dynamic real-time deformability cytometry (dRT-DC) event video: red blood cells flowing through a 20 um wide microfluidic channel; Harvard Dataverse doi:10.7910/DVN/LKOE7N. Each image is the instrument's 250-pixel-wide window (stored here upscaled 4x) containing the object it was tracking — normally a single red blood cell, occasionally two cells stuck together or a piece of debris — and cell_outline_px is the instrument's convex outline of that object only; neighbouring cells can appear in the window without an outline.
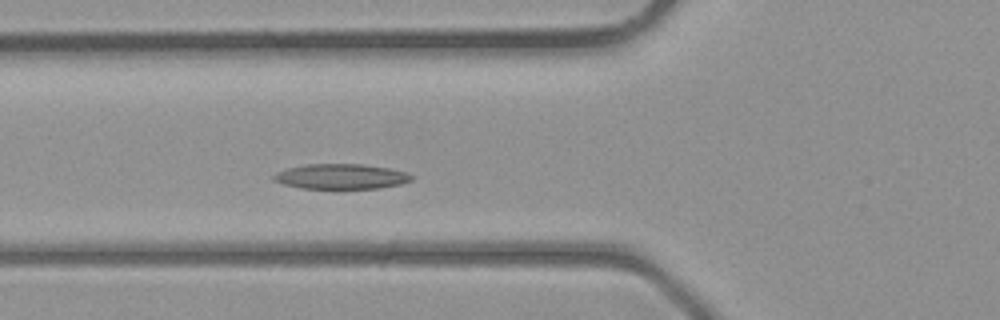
{"species": "common noctule bat (a hibernating species)", "species_latin": "Nyctalus noctula", "temperature_condition": "room temperature", "stored_images_in_passage": 31, "camera_frame_rate_fps": 3000, "um_per_image_px": 0.085, "animal": {"sex": "male", "body_mass_g": 23.1, "forearm_length_mm": 52.7}, "frame": {"image": 1, "passage_image": 11, "time_ms": 3.333, "image_size_px": [1000, 320], "cell_outline_px": [[416, 176], [412, 180], [400, 184], [380, 188], [300, 188], [284, 184], [272, 180], [272, 176], [276, 172], [288, 168], [304, 164], [364, 164], [388, 168], [408, 172]], "centroid_in_image_um": [29.01, 14.99], "position_along_channel_um": 96.8, "area_um2": 20.29}}
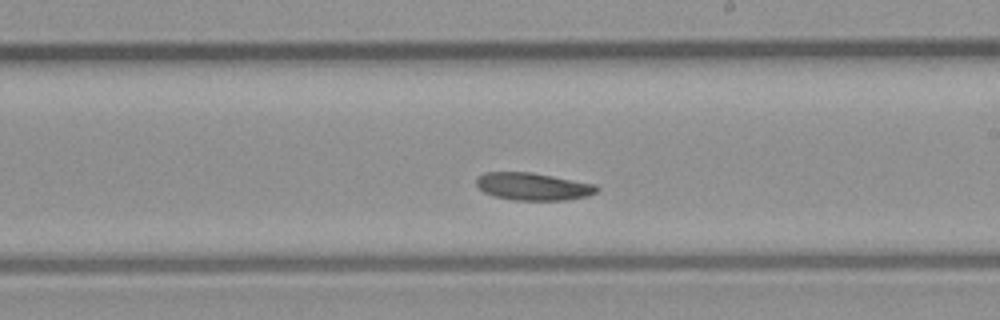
{"frame": {"image": 2, "passage_image": 20, "time_ms": 6.333, "image_size_px": [1000, 320], "cell_outline_px": [[600, 188], [596, 192], [588, 196], [568, 200], [516, 200], [496, 196], [484, 192], [476, 184], [476, 176], [484, 172], [532, 172], [596, 184]], "centroid_in_image_um": [45.33, 15.84], "position_along_channel_um": 243.7, "area_um2": 19.36}}
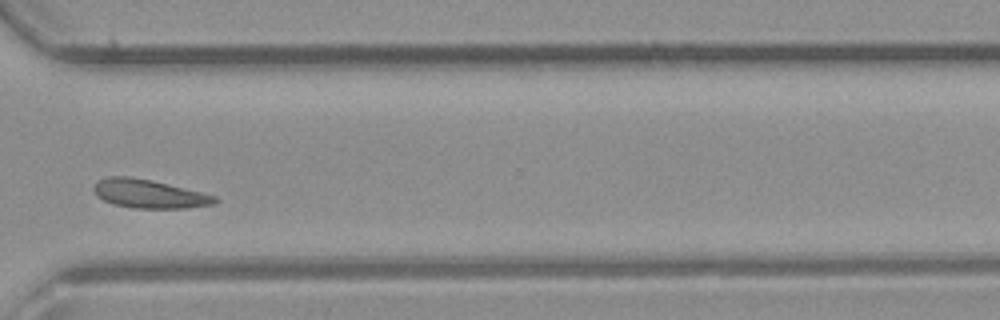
{"frame": {"image": 3, "passage_image": 27, "time_ms": 8.667, "image_size_px": [1000, 320], "cell_outline_px": [[220, 200], [212, 204], [184, 208], [136, 208], [116, 204], [104, 200], [96, 196], [92, 188], [96, 180], [108, 176], [128, 176], [152, 180], [216, 196]], "centroid_in_image_um": [12.62, 16.46], "position_along_channel_um": 358.0, "area_um2": 20.06}}